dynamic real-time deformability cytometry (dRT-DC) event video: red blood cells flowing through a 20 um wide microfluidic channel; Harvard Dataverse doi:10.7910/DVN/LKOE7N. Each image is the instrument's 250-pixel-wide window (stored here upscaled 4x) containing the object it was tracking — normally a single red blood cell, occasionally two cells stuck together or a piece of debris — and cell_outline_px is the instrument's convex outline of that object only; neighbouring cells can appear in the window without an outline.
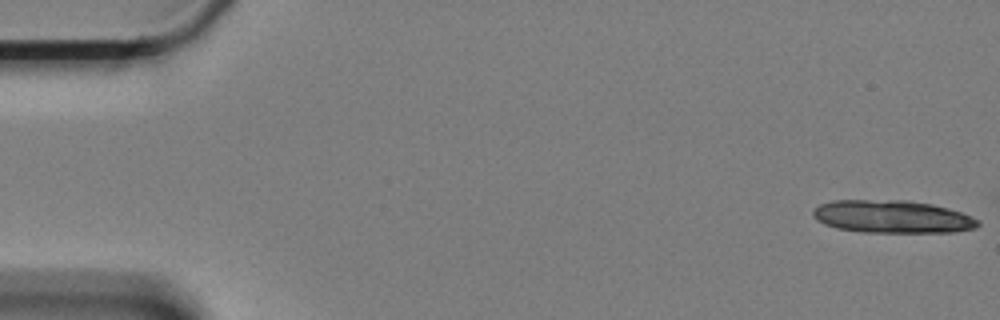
{"species": "Egyptian fruit bat (a non-hibernating species)", "species_latin": "Rousettus aegyptiacus", "temperature_condition": "cold", "stored_images_in_passage": 16, "camera_frame_rate_fps": 3000, "um_per_image_px": 0.085, "animal": {"sex": "female"}, "frame": {"image": 1, "passage_image": 1, "time_ms": 0.0, "image_size_px": [1000, 320], "cell_outline_px": [[980, 224], [976, 228], [956, 232], [860, 232], [836, 228], [824, 224], [816, 220], [812, 216], [812, 208], [820, 204], [832, 200], [908, 200], [932, 204], [948, 208], [972, 216], [980, 220]], "centroid_in_image_um": [75.83, 18.41], "position_along_channel_um": 9.2, "area_um2": 31.85}}